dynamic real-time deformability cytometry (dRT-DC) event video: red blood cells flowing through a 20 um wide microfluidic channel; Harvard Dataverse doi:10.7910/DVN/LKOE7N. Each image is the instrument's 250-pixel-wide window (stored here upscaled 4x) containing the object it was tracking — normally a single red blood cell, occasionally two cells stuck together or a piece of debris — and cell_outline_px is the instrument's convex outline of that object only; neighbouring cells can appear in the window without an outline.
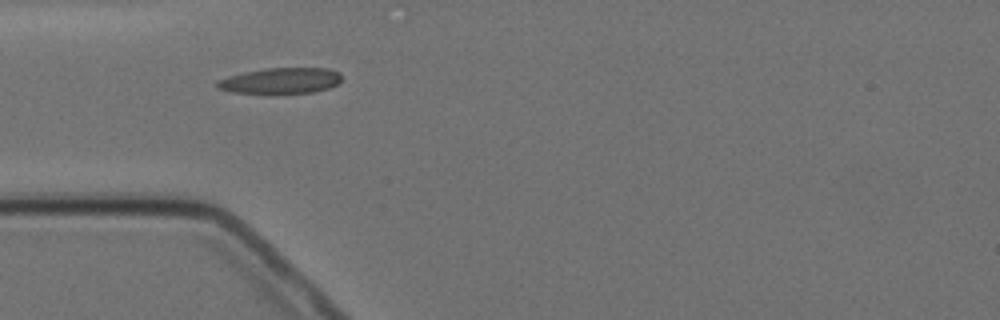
{"species": "Egyptian fruit bat (a non-hibernating species)", "species_latin": "Rousettus aegyptiacus", "temperature_condition": "cold", "stored_images_in_passage": 4, "camera_frame_rate_fps": 3000, "um_per_image_px": 0.085, "animal": {"sex": "female"}, "frame": {"image": 1, "passage_image": 1, "time_ms": 0.0, "image_size_px": [1000, 320], "cell_outline_px": [[340, 80], [336, 84], [328, 88], [312, 92], [276, 96], [272, 96], [232, 92], [216, 88], [216, 80], [228, 76], [244, 72], [264, 68], [328, 68], [340, 72]], "centroid_in_image_um": [23.79, 6.9], "position_along_channel_um": 61.2, "area_um2": 19.59}}
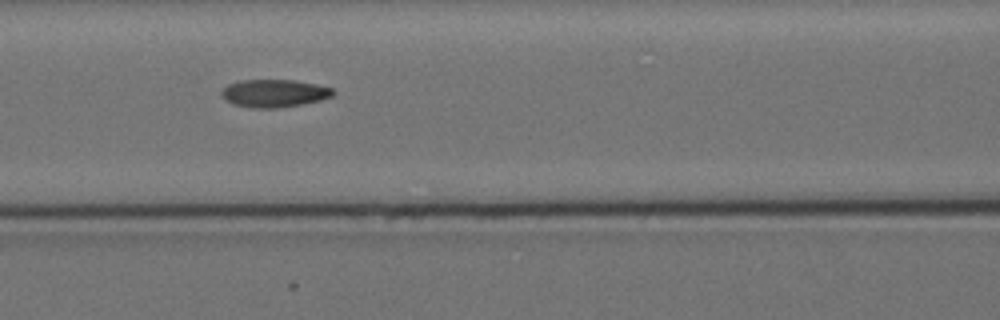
{"frame": {"image": 2, "passage_image": 3, "time_ms": 2.333, "image_size_px": [1000, 320], "cell_outline_px": [[336, 92], [332, 96], [320, 100], [300, 104], [276, 108], [256, 108], [236, 104], [228, 100], [220, 92], [228, 84], [240, 80], [296, 80], [316, 84], [332, 88]], "centroid_in_image_um": [23.35, 7.91], "position_along_channel_um": 143.3, "area_um2": 17.74}}
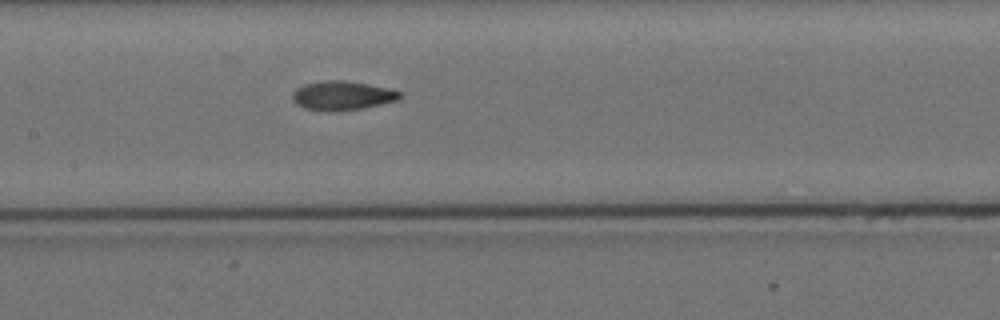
{"frame": {"image": 3, "passage_image": 4, "time_ms": 3.333, "image_size_px": [1000, 320], "cell_outline_px": [[400, 96], [396, 100], [364, 108], [332, 112], [328, 112], [304, 108], [296, 104], [292, 100], [292, 92], [296, 88], [304, 84], [324, 80], [340, 80], [368, 84], [392, 88], [400, 92]], "centroid_in_image_um": [29.04, 8.13], "position_along_channel_um": 178.4, "area_um2": 18.32}}